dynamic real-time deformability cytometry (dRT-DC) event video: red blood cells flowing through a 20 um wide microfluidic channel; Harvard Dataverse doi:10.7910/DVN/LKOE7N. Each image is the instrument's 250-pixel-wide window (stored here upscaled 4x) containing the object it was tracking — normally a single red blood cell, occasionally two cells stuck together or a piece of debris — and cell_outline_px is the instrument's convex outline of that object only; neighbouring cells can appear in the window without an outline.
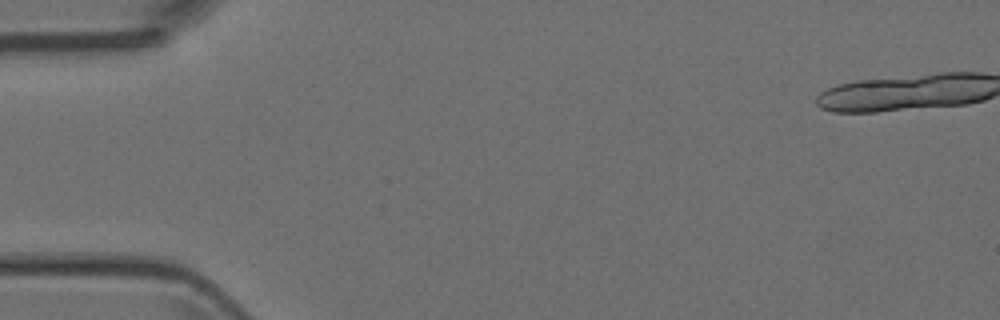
{"species": "Egyptian fruit bat (a non-hibernating species)", "species_latin": "Rousettus aegyptiacus", "temperature_condition": "room temperature", "stored_images_in_passage": 4, "segment_of_instrument_passage": [1, 2], "camera_frame_rate_fps": 3000, "um_per_image_px": 0.085, "animal": {"sex": "female"}, "frame": {"image": 1, "passage_image": 1, "time_ms": 0.0, "image_size_px": [1000, 320], "cell_outline_px": [[928, 104], [892, 108], [852, 108], [852, 84], [912, 84]], "centroid_in_image_um": [75.27, 8.16], "position_along_channel_um": 9.7, "area_um2": 11.5}}